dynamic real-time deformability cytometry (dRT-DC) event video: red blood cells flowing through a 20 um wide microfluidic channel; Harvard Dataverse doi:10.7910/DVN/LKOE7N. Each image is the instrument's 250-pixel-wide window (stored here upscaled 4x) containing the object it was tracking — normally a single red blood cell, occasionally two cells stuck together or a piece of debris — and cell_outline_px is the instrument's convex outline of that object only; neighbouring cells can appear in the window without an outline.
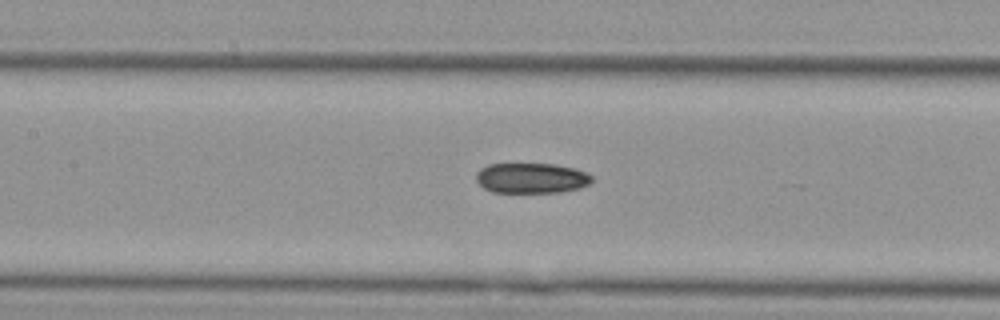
{"species": "Egyptian fruit bat (a non-hibernating species)", "species_latin": "Rousettus aegyptiacus", "temperature_condition": "cold", "stored_images_in_passage": 56, "segment_of_instrument_passage": [2, 2], "camera_frame_rate_fps": 3000, "um_per_image_px": 0.085, "animal": {"sex": "female"}, "frame": {"image": 1, "passage_image": 25, "time_ms": 8.0, "image_size_px": [1000, 320], "cell_outline_px": [[592, 180], [588, 184], [580, 188], [560, 192], [492, 192], [484, 188], [476, 180], [476, 172], [480, 168], [488, 164], [556, 164], [576, 168], [592, 176]], "centroid_in_image_um": [45.16, 15.13], "position_along_channel_um": 162.2, "area_um2": 20.46}}
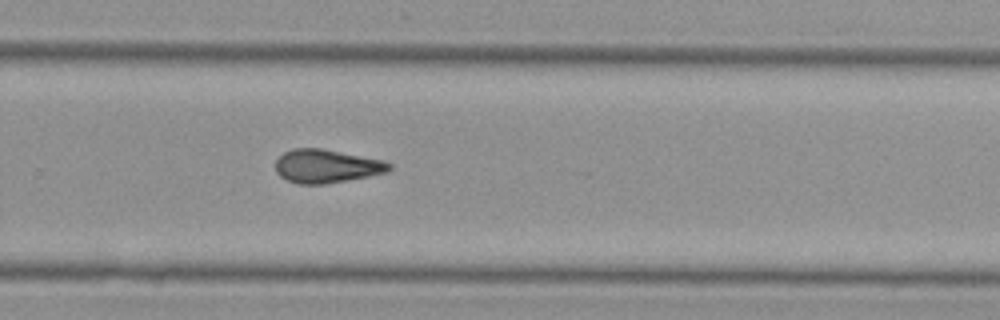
{"frame": {"image": 2, "passage_image": 37, "time_ms": 12.0, "image_size_px": [1000, 320], "cell_outline_px": [[392, 168], [388, 172], [368, 176], [324, 184], [296, 184], [280, 176], [276, 172], [276, 160], [284, 152], [292, 148], [320, 148], [384, 160], [392, 164]], "centroid_in_image_um": [27.75, 14.12], "position_along_channel_um": 302.0, "area_um2": 22.14}}
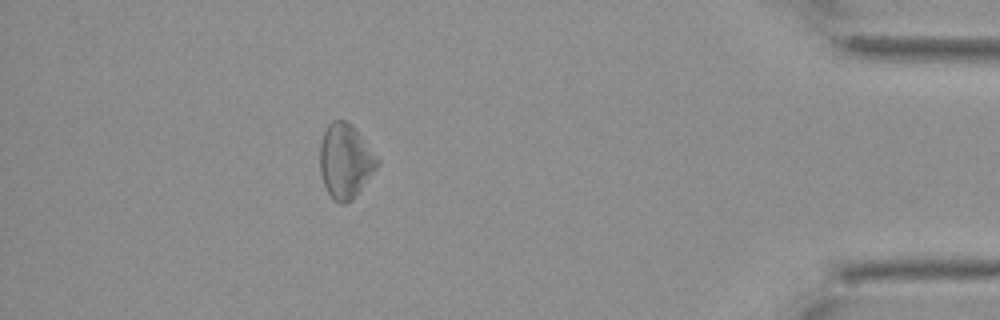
{"frame": {"image": 3, "passage_image": 50, "time_ms": 16.333, "image_size_px": [1000, 320], "cell_outline_px": [[380, 164], [356, 196], [352, 200], [344, 204], [340, 204], [332, 200], [324, 184], [320, 172], [320, 144], [324, 132], [328, 124], [332, 120], [344, 120], [352, 124], [380, 160]], "centroid_in_image_um": [29.36, 13.7], "position_along_channel_um": 405.8, "area_um2": 25.03}}